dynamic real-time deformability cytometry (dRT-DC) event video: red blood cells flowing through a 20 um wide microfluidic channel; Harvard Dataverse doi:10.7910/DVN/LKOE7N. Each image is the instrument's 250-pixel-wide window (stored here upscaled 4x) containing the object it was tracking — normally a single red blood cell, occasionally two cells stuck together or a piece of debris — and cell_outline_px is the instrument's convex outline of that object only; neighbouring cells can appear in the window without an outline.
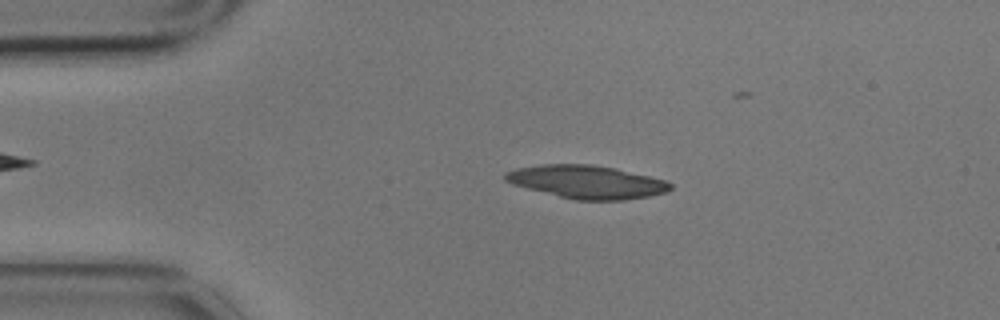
{"species": "common noctule bat (a hibernating species)", "species_latin": "Nyctalus noctula", "temperature_condition": "cold", "stored_images_in_passage": 4, "camera_frame_rate_fps": 3000, "um_per_image_px": 0.085, "animal": {"sex": "male", "body_mass_g": 17.9}, "frame": {"image": 1, "passage_image": 2, "time_ms": 0.333, "image_size_px": [1000, 320], "cell_outline_px": [[672, 188], [668, 192], [648, 196], [624, 200], [576, 200], [512, 184], [504, 180], [504, 172], [516, 168], [540, 164], [592, 164], [616, 168], [668, 180], [672, 184]], "centroid_in_image_um": [49.91, 15.45], "position_along_channel_um": 35.1, "area_um2": 31.96}}